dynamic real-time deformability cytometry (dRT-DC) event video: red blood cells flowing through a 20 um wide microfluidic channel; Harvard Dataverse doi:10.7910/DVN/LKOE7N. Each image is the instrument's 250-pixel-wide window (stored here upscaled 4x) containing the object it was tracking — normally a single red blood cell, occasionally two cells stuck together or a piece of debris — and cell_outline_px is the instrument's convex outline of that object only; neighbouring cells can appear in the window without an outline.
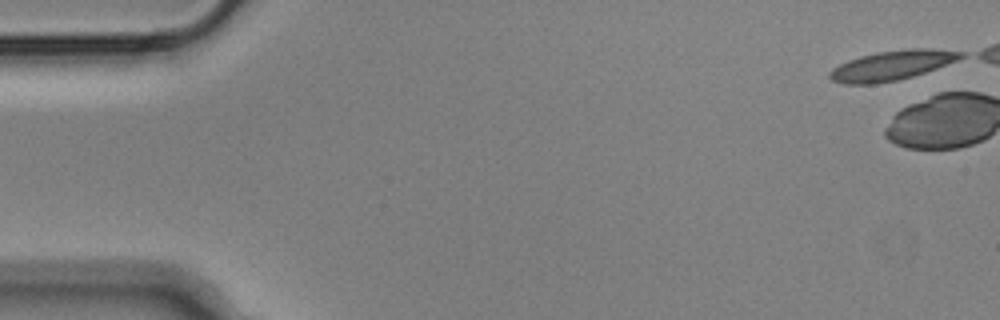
{"species": "Egyptian fruit bat (a non-hibernating species)", "species_latin": "Rousettus aegyptiacus", "temperature_condition": "cold", "stored_images_in_passage": 3, "camera_frame_rate_fps": 3000, "um_per_image_px": 0.085, "animal": {"sex": "male"}, "frame": {"image": 1, "passage_image": 1, "time_ms": 0.0, "image_size_px": [1000, 320], "cell_outline_px": [[968, 56], [936, 68], [912, 76], [896, 80], [876, 84], [844, 84], [832, 80], [828, 76], [828, 72], [832, 68], [848, 60], [860, 56], [876, 52], [908, 48], [932, 48], [968, 52]], "centroid_in_image_um": [75.84, 5.54], "position_along_channel_um": 9.2, "area_um2": 22.89}}